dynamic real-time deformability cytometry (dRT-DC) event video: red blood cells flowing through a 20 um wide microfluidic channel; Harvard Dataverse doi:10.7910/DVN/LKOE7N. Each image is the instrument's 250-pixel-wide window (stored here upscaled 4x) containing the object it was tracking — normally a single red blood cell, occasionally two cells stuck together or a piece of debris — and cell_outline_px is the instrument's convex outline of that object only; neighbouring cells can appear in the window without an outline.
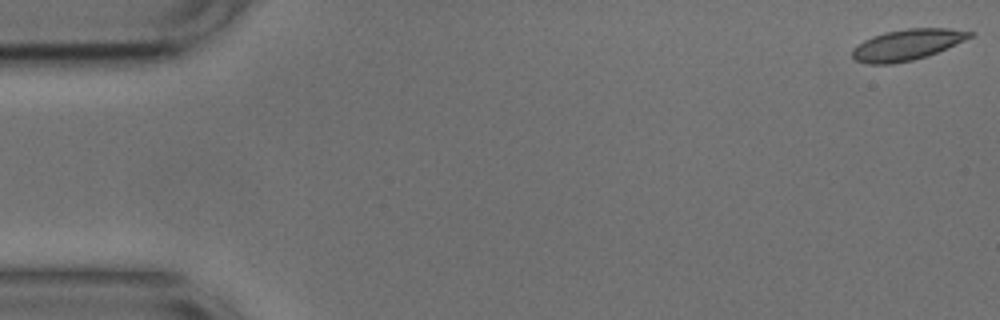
{"species": "common noctule bat (a hibernating species)", "species_latin": "Nyctalus noctula", "temperature_condition": "cold", "stored_images_in_passage": 19, "camera_frame_rate_fps": 3000, "um_per_image_px": 0.085, "animal": {"sex": "male", "body_mass_g": 17.9, "forearm_length_mm": 54.2}, "frame": {"image": 1, "passage_image": 1, "time_ms": 0.0, "image_size_px": [1000, 320], "cell_outline_px": [[976, 32], [972, 36], [964, 40], [936, 52], [912, 60], [892, 64], [868, 64], [856, 60], [852, 56], [852, 48], [864, 40], [872, 36], [884, 32], [908, 28], [948, 28]], "centroid_in_image_um": [77.07, 3.79], "position_along_channel_um": 7.9, "area_um2": 20.98}}
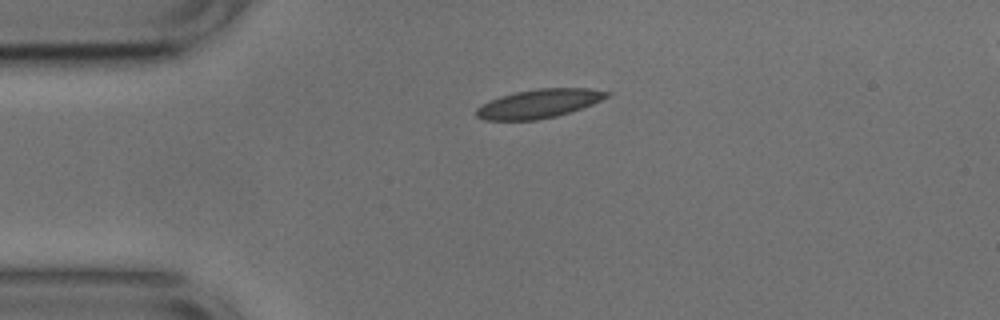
{"frame": {"image": 2, "passage_image": 12, "time_ms": 3.667, "image_size_px": [1000, 320], "cell_outline_px": [[612, 92], [608, 96], [592, 104], [556, 116], [536, 120], [484, 120], [476, 116], [476, 108], [500, 96], [516, 92], [536, 88], [592, 88]], "centroid_in_image_um": [45.82, 8.8], "position_along_channel_um": 39.2, "area_um2": 21.68}}